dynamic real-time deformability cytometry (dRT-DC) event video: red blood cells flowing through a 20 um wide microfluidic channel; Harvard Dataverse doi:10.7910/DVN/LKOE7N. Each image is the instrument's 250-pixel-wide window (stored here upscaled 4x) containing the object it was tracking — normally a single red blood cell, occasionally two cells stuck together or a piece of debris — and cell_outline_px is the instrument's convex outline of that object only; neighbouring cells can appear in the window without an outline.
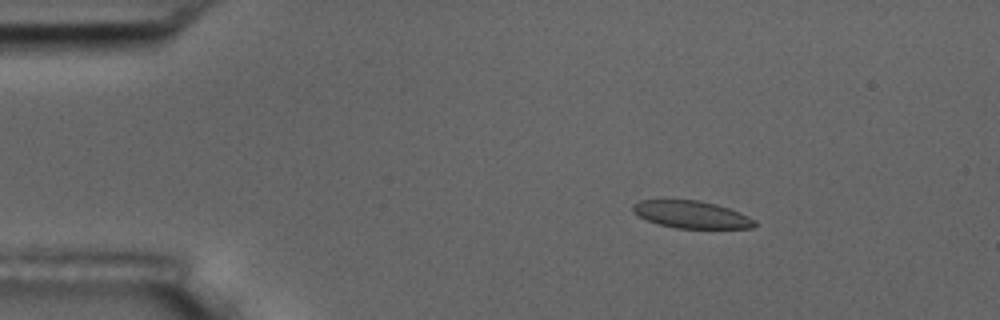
{"species": "common noctule bat (a hibernating species)", "species_latin": "Nyctalus noctula", "temperature_condition": "room temperature", "stored_images_in_passage": 49, "camera_frame_rate_fps": 3000, "um_per_image_px": 0.085, "animal": {"sex": "male", "body_mass_g": 17.5, "forearm_length_mm": 52.3}, "frame": {"image": 1, "passage_image": 2, "time_ms": 0.333, "image_size_px": [1000, 320], "cell_outline_px": [[756, 224], [752, 228], [676, 228], [660, 224], [648, 220], [632, 212], [632, 204], [640, 200], [660, 196], [700, 200], [716, 204], [740, 212], [756, 220]], "centroid_in_image_um": [58.69, 18.17], "position_along_channel_um": 26.3, "area_um2": 20.17}}
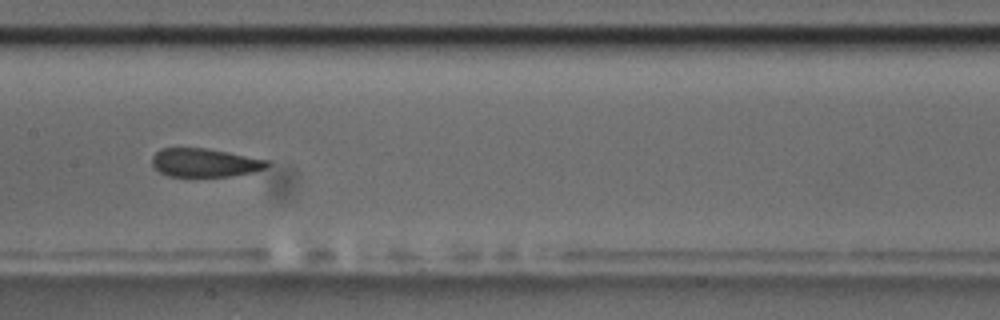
{"frame": {"image": 2, "passage_image": 21, "time_ms": 6.667, "image_size_px": [1000, 320], "cell_outline_px": [[268, 164], [264, 168], [252, 172], [228, 176], [168, 176], [160, 172], [152, 164], [152, 156], [160, 148], [204, 148], [228, 152], [268, 160]], "centroid_in_image_um": [17.36, 13.82], "position_along_channel_um": 190.0, "area_um2": 18.84}}
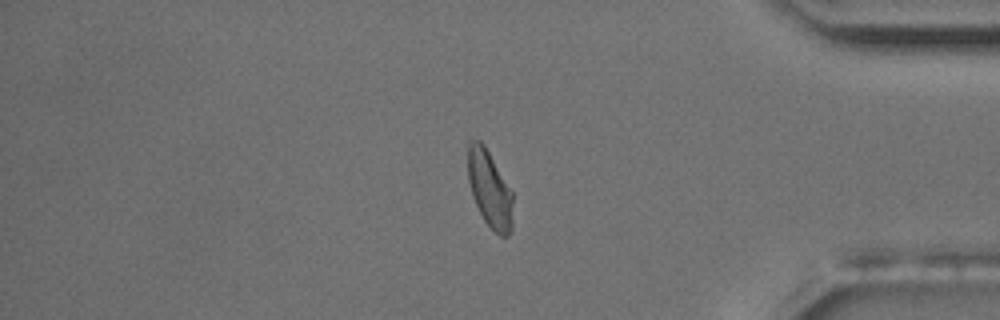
{"frame": {"image": 3, "passage_image": 40, "time_ms": 13.0, "image_size_px": [1000, 320], "cell_outline_px": [[512, 228], [508, 236], [500, 236], [484, 220], [472, 196], [468, 180], [468, 140], [480, 140], [484, 144], [512, 192]], "centroid_in_image_um": [41.61, 16.06], "position_along_channel_um": 393.6, "area_um2": 19.94}, "authors_computed_cell_mechanics": {"area_um2": 20.519, "velocity_mm_per_s": 3.6248, "shape_relaxation_time_tau1_ms": 5.3727, "shape_relaxation_time_tau2_ms": 1.153, "deformation_change_tau1": 0.1327, "deformation_change_tau2": 0.0538}}